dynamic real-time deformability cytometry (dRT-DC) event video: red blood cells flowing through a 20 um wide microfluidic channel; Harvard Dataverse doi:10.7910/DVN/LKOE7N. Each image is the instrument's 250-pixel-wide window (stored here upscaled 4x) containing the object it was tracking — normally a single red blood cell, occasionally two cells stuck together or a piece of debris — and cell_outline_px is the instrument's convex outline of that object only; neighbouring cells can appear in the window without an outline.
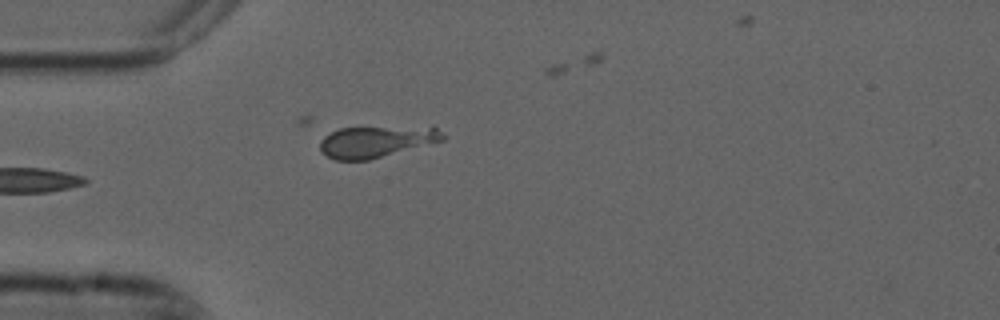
{"species": "common noctule bat (a hibernating species)", "species_latin": "Nyctalus noctula", "temperature_condition": "cold", "stored_images_in_passage": 5, "camera_frame_rate_fps": 3000, "um_per_image_px": 0.085, "animal": {"sex": "male", "forearm_length_mm": 52.5}, "frame": {"image": 1, "passage_image": 3, "time_ms": 0.667, "image_size_px": [1000, 320], "cell_outline_px": [[448, 136], [444, 140], [368, 160], [336, 160], [320, 152], [320, 140], [324, 136], [340, 128], [432, 124]], "centroid_in_image_um": [32.09, 11.98], "position_along_channel_um": 52.9, "area_um2": 23.35}}